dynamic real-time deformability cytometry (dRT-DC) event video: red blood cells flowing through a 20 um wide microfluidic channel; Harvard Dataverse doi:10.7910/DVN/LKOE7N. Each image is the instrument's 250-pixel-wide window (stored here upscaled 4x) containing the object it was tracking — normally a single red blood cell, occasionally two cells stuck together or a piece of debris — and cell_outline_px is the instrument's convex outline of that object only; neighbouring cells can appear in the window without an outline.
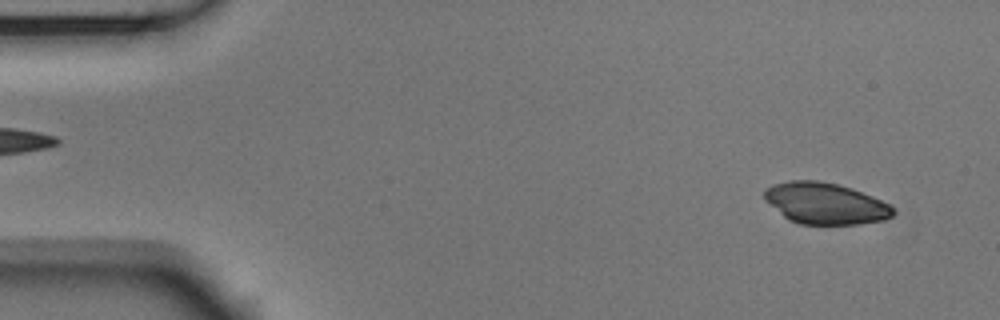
{"species": "Egyptian fruit bat (a non-hibernating species)", "species_latin": "Rousettus aegyptiacus", "temperature_condition": "room temperature", "stored_images_in_passage": 52, "camera_frame_rate_fps": 3000, "um_per_image_px": 0.085, "animal": {"sex": "male"}, "frame": {"image": 1, "passage_image": 3, "time_ms": 0.667, "image_size_px": [1000, 320], "cell_outline_px": [[896, 212], [892, 216], [884, 220], [860, 224], [800, 224], [788, 220], [764, 200], [764, 192], [772, 184], [788, 180], [816, 180], [836, 184], [852, 188], [872, 196], [888, 204]], "centroid_in_image_um": [70.13, 17.29], "position_along_channel_um": 14.9, "area_um2": 31.04}}
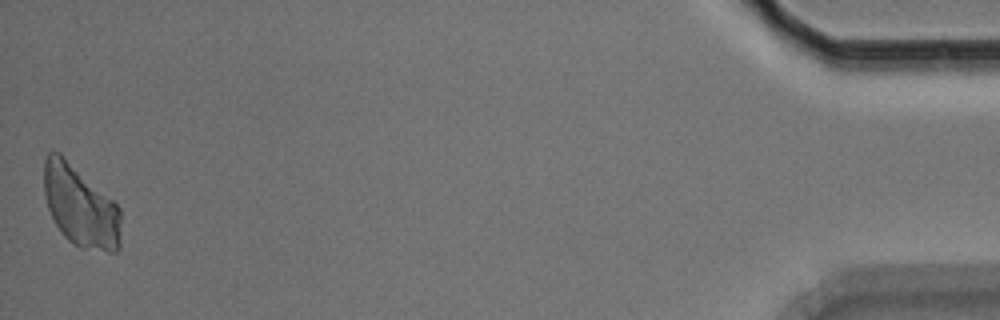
{"frame": {"image": 2, "passage_image": 52, "time_ms": 17.0, "image_size_px": [1000, 320], "cell_outline_px": [[120, 248], [116, 252], [108, 252], [80, 248], [72, 244], [60, 232], [48, 208], [44, 192], [44, 160], [48, 152], [60, 152], [112, 200], [120, 208]], "centroid_in_image_um": [6.83, 17.56], "position_along_channel_um": 428.4, "area_um2": 36.47}}